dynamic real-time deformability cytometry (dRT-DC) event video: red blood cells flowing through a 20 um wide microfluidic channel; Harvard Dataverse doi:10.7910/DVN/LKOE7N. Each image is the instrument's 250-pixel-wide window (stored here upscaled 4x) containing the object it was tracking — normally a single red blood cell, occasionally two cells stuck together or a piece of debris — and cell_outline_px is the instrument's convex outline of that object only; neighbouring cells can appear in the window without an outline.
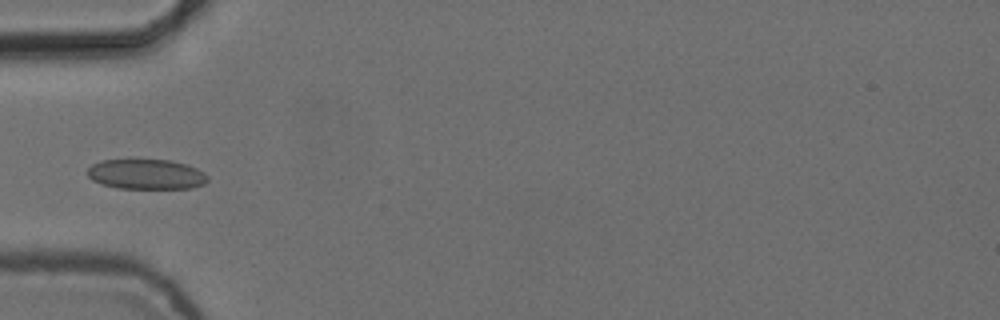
{"species": "common noctule bat (a hibernating species)", "species_latin": "Nyctalus noctula", "temperature_condition": "cold", "stored_images_in_passage": 5, "camera_frame_rate_fps": 3000, "um_per_image_px": 0.085, "animal": {"sex": "female", "body_mass_g": 24.6, "forearm_length_mm": 56.2}, "frame": {"image": 1, "passage_image": 5, "time_ms": 1.333, "image_size_px": [1000, 320], "cell_outline_px": [[208, 180], [204, 184], [192, 188], [116, 188], [92, 180], [88, 176], [88, 168], [92, 164], [104, 160], [132, 156], [172, 160], [188, 164], [204, 172], [208, 176]], "centroid_in_image_um": [12.43, 14.75], "position_along_channel_um": 72.6, "area_um2": 22.02}}